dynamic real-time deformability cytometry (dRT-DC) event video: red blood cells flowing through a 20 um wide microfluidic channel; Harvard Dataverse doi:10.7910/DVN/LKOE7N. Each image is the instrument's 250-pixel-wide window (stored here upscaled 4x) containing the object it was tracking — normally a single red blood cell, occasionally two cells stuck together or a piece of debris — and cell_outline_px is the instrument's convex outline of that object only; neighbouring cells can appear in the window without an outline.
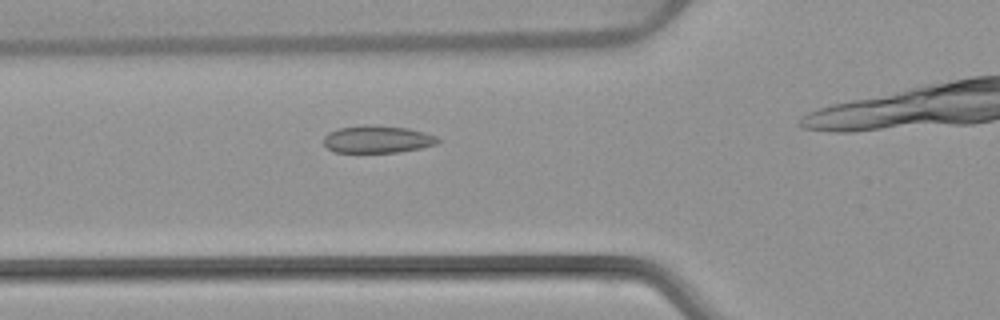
{"species": "common noctule bat (a hibernating species)", "species_latin": "Nyctalus noctula", "temperature_condition": "warm", "stored_images_in_passage": 30, "camera_frame_rate_fps": 3000, "um_per_image_px": 0.085, "animal": {"sex": "female", "body_mass_g": 22.7, "forearm_length_mm": 54.2}, "frame": {"image": 1, "passage_image": 13, "time_ms": 4.0, "image_size_px": [1000, 320], "cell_outline_px": [[440, 140], [436, 144], [420, 148], [400, 152], [332, 152], [324, 144], [324, 136], [328, 132], [340, 128], [364, 124], [408, 128], [424, 132], [436, 136]], "centroid_in_image_um": [32.06, 11.83], "position_along_channel_um": 93.7, "area_um2": 18.21}}
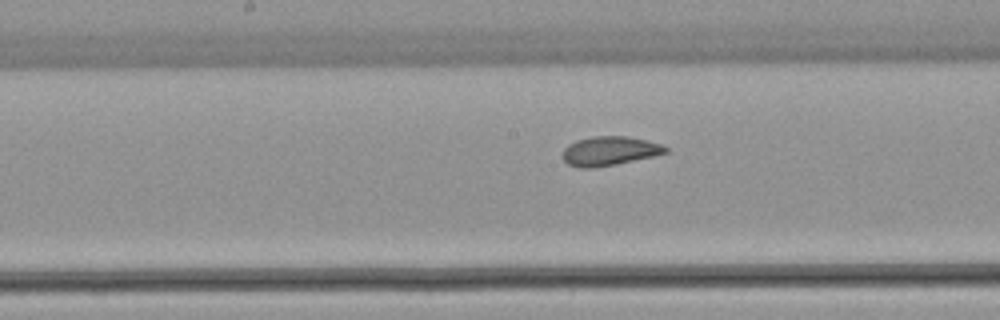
{"frame": {"image": 2, "passage_image": 21, "time_ms": 6.667, "image_size_px": [1000, 320], "cell_outline_px": [[668, 152], [652, 156], [616, 164], [592, 168], [580, 168], [568, 164], [564, 160], [564, 148], [568, 144], [576, 140], [592, 136], [628, 136], [648, 140], [660, 144], [668, 148]], "centroid_in_image_um": [51.8, 12.82], "position_along_channel_um": 196.4, "area_um2": 17.4}}
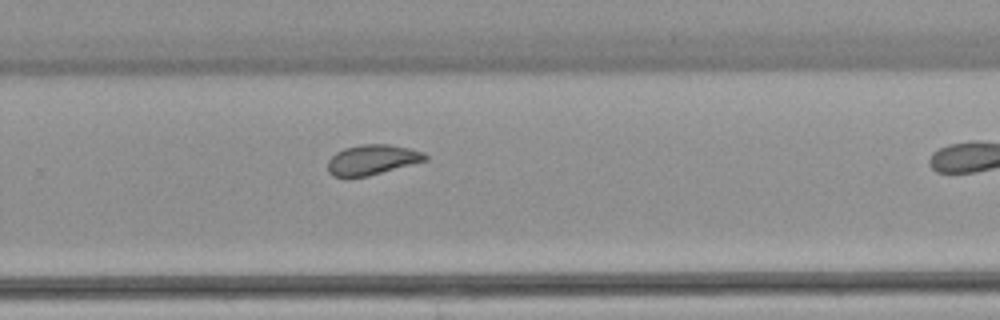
{"frame": {"image": 3, "passage_image": 29, "time_ms": 9.333, "image_size_px": [1000, 320], "cell_outline_px": [[428, 160], [368, 176], [332, 176], [328, 172], [328, 160], [336, 152], [344, 148], [360, 144], [388, 144], [408, 148], [424, 152], [428, 156]], "centroid_in_image_um": [31.65, 13.57], "position_along_channel_um": 298.2, "area_um2": 17.05}}